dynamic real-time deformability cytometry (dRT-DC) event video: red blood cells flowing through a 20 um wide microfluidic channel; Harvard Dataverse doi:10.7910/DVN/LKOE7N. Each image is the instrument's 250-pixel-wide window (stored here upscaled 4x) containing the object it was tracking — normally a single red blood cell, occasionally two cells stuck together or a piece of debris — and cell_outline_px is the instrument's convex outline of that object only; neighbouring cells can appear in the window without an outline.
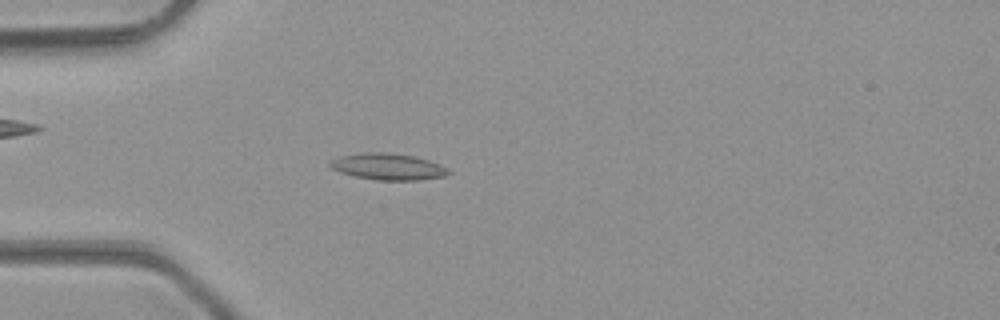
{"species": "common noctule bat (a hibernating species)", "species_latin": "Nyctalus noctula", "temperature_condition": "room temperature", "stored_images_in_passage": 48, "camera_frame_rate_fps": 3000, "um_per_image_px": 0.085, "animal": {"sex": "male", "body_mass_g": 23.1, "forearm_length_mm": 52.7}, "frame": {"image": 1, "passage_image": 14, "time_ms": 4.333, "image_size_px": [1000, 320], "cell_outline_px": [[452, 172], [444, 176], [416, 180], [376, 180], [356, 176], [340, 172], [332, 168], [328, 164], [328, 160], [340, 156], [364, 152], [388, 152], [412, 156], [428, 160], [440, 164], [448, 168]], "centroid_in_image_um": [32.96, 14.16], "position_along_channel_um": 52.0, "area_um2": 18.26}}
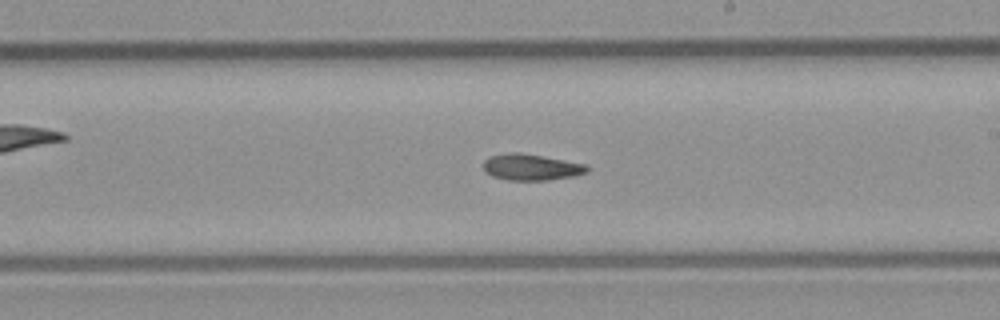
{"frame": {"image": 2, "passage_image": 28, "time_ms": 9.0, "image_size_px": [1000, 320], "cell_outline_px": [[592, 168], [588, 172], [572, 176], [548, 180], [508, 180], [492, 176], [484, 168], [484, 160], [488, 156], [508, 152], [520, 152], [588, 164]], "centroid_in_image_um": [45.19, 14.19], "position_along_channel_um": 243.8, "area_um2": 16.01}}
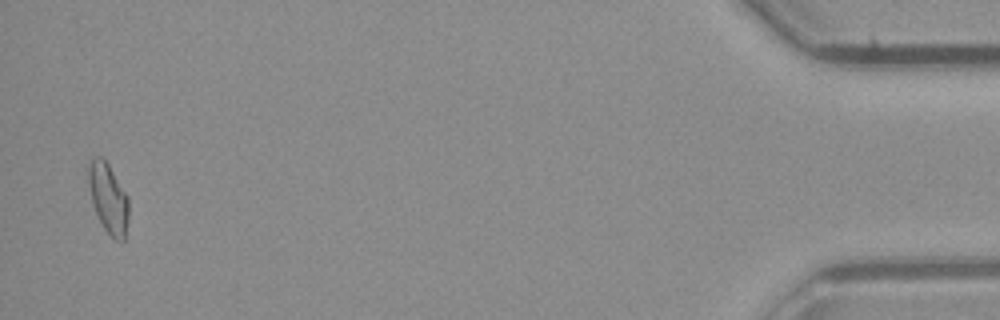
{"frame": {"image": 3, "passage_image": 47, "time_ms": 15.333, "image_size_px": [1000, 320], "cell_outline_px": [[128, 220], [124, 240], [116, 240], [104, 228], [92, 204], [88, 184], [88, 168], [92, 156], [100, 156], [108, 164], [128, 196]], "centroid_in_image_um": [9.2, 16.82], "position_along_channel_um": 426.0, "area_um2": 16.18}, "authors_computed_cell_mechanics": {"area_um2": 16.1262, "velocity_mm_per_s": 4.3217, "shape_relaxation_time_tau1_ms": null, "shape_relaxation_time_tau2_ms": 4.9863, "deformation_change_tau1": null, "deformation_change_tau2": 0.1076}}